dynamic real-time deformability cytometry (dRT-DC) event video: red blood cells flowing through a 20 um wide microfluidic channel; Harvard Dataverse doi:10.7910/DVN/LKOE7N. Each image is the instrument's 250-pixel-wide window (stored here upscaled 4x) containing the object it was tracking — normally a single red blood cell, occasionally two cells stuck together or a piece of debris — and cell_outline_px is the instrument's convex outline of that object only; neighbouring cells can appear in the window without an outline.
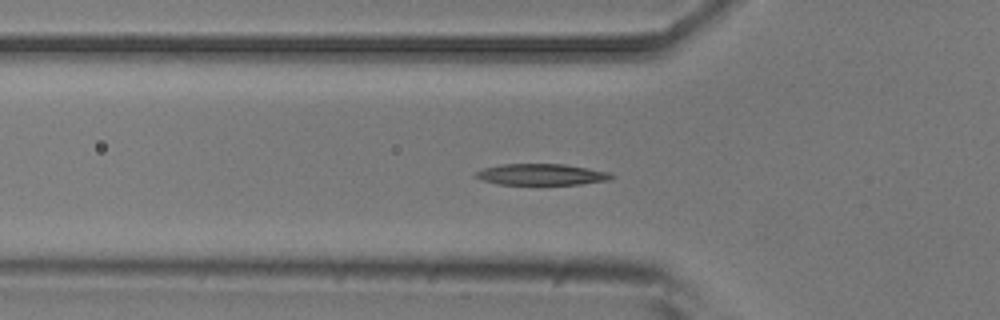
{"species": "common noctule bat (a hibernating species)", "species_latin": "Nyctalus noctula", "temperature_condition": "room temperature", "stored_images_in_passage": 52, "segment_of_instrument_passage": [1, 2], "camera_frame_rate_fps": 3000, "um_per_image_px": 0.085, "animal": {"sex": "male", "body_mass_g": 20.5, "forearm_length_mm": 52.5}, "frame": {"image": 1, "passage_image": 17, "time_ms": 5.333, "image_size_px": [1000, 320], "cell_outline_px": [[616, 176], [608, 180], [580, 184], [496, 184], [480, 180], [472, 176], [476, 172], [484, 168], [504, 164], [564, 164], [588, 168], [608, 172]], "centroid_in_image_um": [45.99, 14.83], "position_along_channel_um": 79.8, "area_um2": 16.76}}
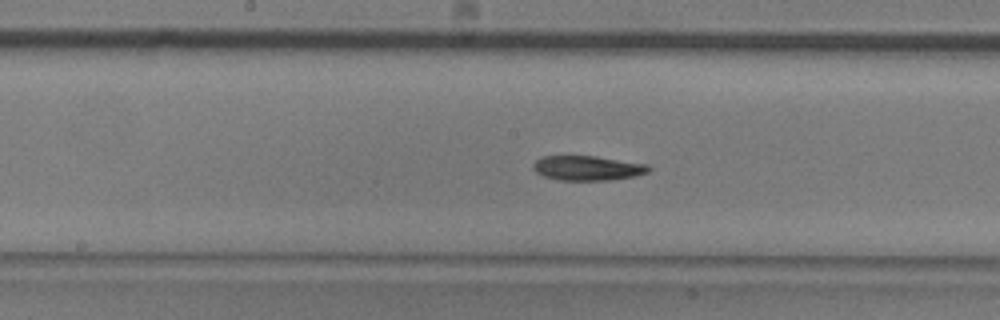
{"frame": {"image": 2, "passage_image": 26, "time_ms": 8.333, "image_size_px": [1000, 320], "cell_outline_px": [[652, 168], [648, 172], [636, 176], [608, 180], [560, 180], [544, 176], [536, 172], [532, 168], [532, 164], [536, 160], [544, 156], [596, 156], [648, 164]], "centroid_in_image_um": [49.96, 14.28], "position_along_channel_um": 198.2, "area_um2": 16.65}}
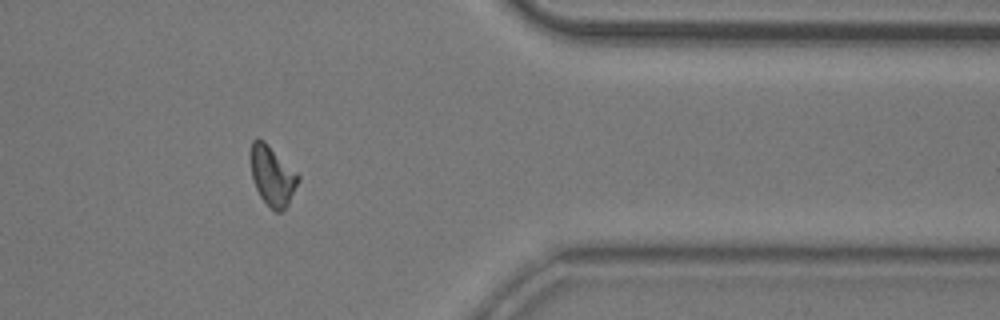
{"frame": {"image": 3, "passage_image": 42, "time_ms": 13.667, "image_size_px": [1000, 320], "cell_outline_px": [[300, 180], [288, 204], [280, 212], [276, 212], [260, 196], [256, 188], [252, 176], [252, 140], [256, 136], [264, 140], [300, 176]], "centroid_in_image_um": [23.17, 14.93], "position_along_channel_um": 388.2, "area_um2": 16.13}}